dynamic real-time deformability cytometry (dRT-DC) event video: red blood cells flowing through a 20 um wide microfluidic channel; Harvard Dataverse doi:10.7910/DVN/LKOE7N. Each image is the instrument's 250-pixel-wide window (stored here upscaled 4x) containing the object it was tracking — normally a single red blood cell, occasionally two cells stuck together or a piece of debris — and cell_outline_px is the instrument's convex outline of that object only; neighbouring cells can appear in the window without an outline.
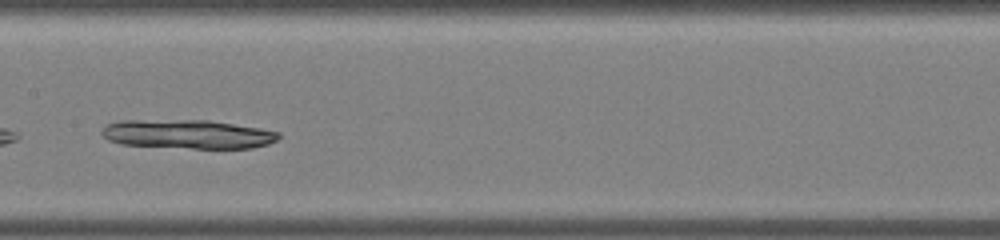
{"species": "common noctule bat (a hibernating species)", "species_latin": "Nyctalus noctula", "temperature_condition": "warm", "stored_images_in_passage": 32, "camera_frame_rate_fps": 3000, "um_per_image_px": 0.085, "animal": {"sex": "male", "body_mass_g": 19.0, "forearm_length_mm": 50.8}, "frame": {"image": 1, "passage_image": 14, "time_ms": 4.333, "image_size_px": [1000, 240], "cell_outline_px": [[280, 136], [276, 140], [268, 144], [252, 148], [192, 148], [120, 144], [108, 140], [100, 132], [108, 124], [120, 120], [208, 120], [260, 128], [280, 132]], "centroid_in_image_um": [15.96, 11.4], "position_along_channel_um": 191.4, "area_um2": 29.71}}
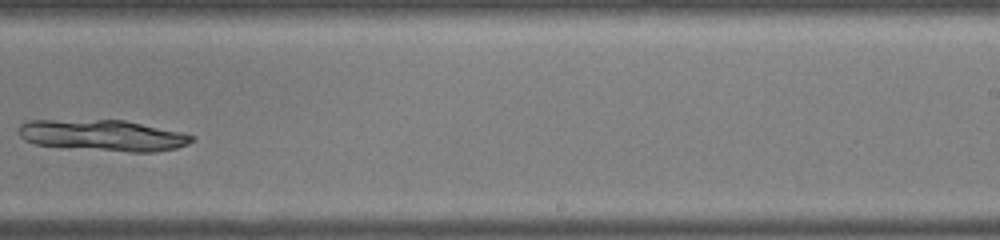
{"frame": {"image": 2, "passage_image": 19, "time_ms": 6.0, "image_size_px": [1000, 240], "cell_outline_px": [[196, 136], [188, 144], [176, 148], [156, 152], [128, 152], [36, 144], [24, 140], [20, 136], [20, 124], [28, 120], [124, 120], [180, 132]], "centroid_in_image_um": [8.76, 11.5], "position_along_channel_um": 280.2, "area_um2": 31.1}}